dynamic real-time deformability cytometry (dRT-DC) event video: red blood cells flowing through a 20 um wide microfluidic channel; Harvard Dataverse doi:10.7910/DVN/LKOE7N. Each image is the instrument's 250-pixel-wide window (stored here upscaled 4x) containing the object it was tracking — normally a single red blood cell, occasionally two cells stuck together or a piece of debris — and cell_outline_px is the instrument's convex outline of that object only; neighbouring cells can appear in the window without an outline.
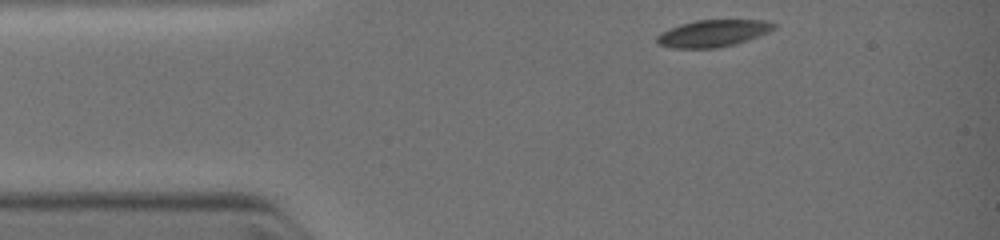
{"species": "common noctule bat (a hibernating species)", "species_latin": "Nyctalus noctula", "temperature_condition": "warm", "stored_images_in_passage": 18, "camera_frame_rate_fps": 3000, "um_per_image_px": 0.085, "animal": {"sex": "female", "body_mass_g": 19.0, "forearm_length_mm": 51.5}, "frame": {"image": 1, "passage_image": 1, "time_ms": 0.0, "image_size_px": [1000, 240], "cell_outline_px": [[776, 24], [768, 32], [748, 40], [736, 44], [720, 48], [672, 48], [660, 44], [656, 40], [656, 36], [672, 28], [696, 20], [764, 20]], "centroid_in_image_um": [60.63, 2.84], "position_along_channel_um": 24.4, "area_um2": 18.03}}
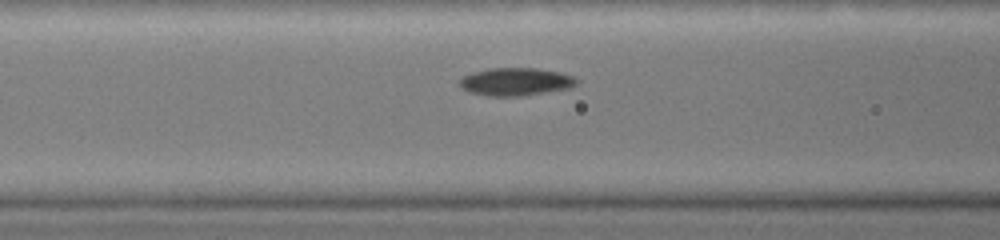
{"frame": {"image": 2, "passage_image": 12, "time_ms": 3.0, "image_size_px": [1000, 240], "cell_outline_px": [[576, 84], [568, 88], [524, 96], [488, 96], [468, 92], [460, 88], [460, 80], [464, 76], [472, 72], [492, 68], [536, 68], [560, 72], [572, 76], [576, 80]], "centroid_in_image_um": [43.79, 6.95], "position_along_channel_um": 122.8, "area_um2": 18.9}}
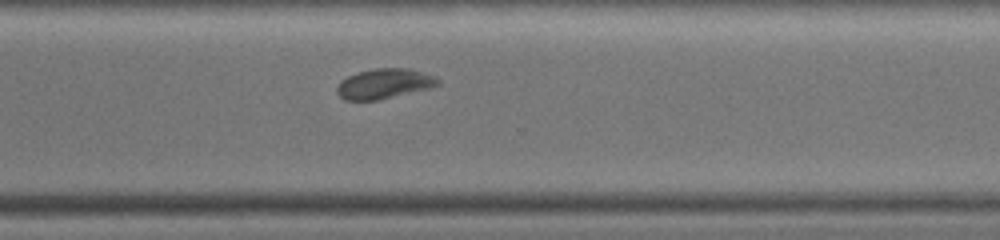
{"frame": {"image": 3, "passage_image": 18, "time_ms": 7.333, "image_size_px": [1000, 240], "cell_outline_px": [[440, 84], [432, 88], [376, 100], [344, 100], [336, 92], [336, 88], [340, 80], [348, 76], [360, 72], [376, 68], [408, 68], [432, 76], [440, 80]], "centroid_in_image_um": [32.64, 7.12], "position_along_channel_um": 338.0, "area_um2": 17.51}}